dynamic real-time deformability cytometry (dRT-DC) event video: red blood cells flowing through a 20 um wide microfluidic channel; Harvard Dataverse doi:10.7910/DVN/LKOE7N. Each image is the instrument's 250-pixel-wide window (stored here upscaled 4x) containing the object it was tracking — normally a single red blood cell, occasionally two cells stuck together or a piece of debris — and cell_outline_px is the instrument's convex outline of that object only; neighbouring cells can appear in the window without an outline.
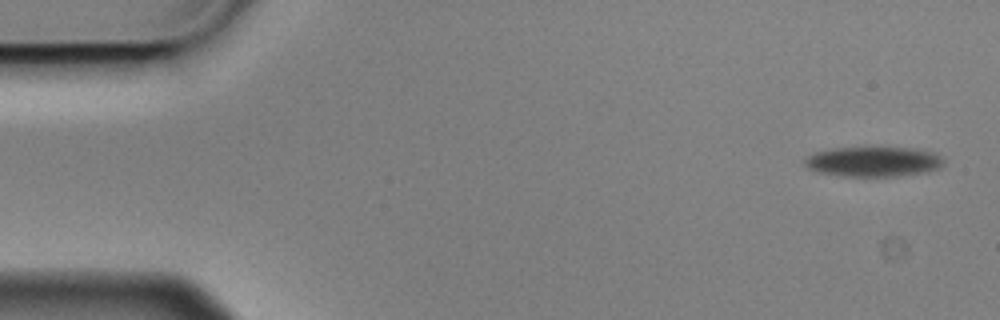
{"species": "Egyptian fruit bat (a non-hibernating species)", "species_latin": "Rousettus aegyptiacus", "temperature_condition": "cold", "stored_images_in_passage": 9, "camera_frame_rate_fps": 3000, "um_per_image_px": 0.085, "animal": {"sex": "male"}, "frame": {"image": 1, "passage_image": 1, "time_ms": 0.0, "image_size_px": [1000, 320], "cell_outline_px": [[944, 164], [940, 168], [924, 172], [896, 176], [840, 176], [816, 172], [808, 168], [804, 164], [804, 160], [808, 156], [816, 152], [832, 148], [916, 148], [936, 152], [944, 160]], "centroid_in_image_um": [74.25, 13.74], "position_along_channel_um": 10.8, "area_um2": 24.33}}
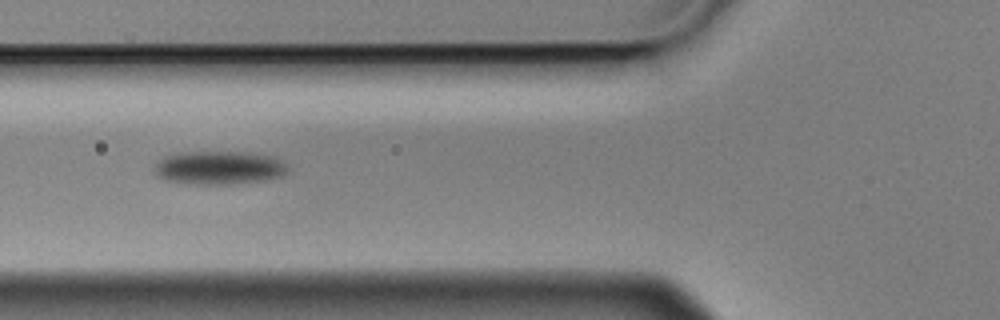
{"frame": {"image": 2, "passage_image": 6, "time_ms": 1.667, "image_size_px": [1000, 320], "cell_outline_px": [[288, 168], [280, 176], [264, 180], [232, 184], [192, 184], [164, 180], [156, 176], [152, 172], [152, 168], [164, 156], [184, 152], [252, 152], [272, 156], [280, 160]], "centroid_in_image_um": [18.55, 14.26], "position_along_channel_um": 107.3, "area_um2": 26.07}}
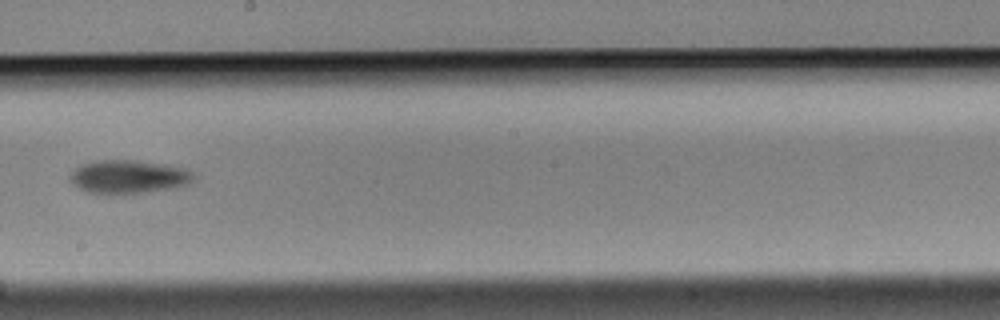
{"frame": {"image": 3, "passage_image": 9, "time_ms": 2.667, "image_size_px": [1000, 320], "cell_outline_px": [[196, 180], [188, 184], [172, 188], [112, 196], [84, 192], [72, 184], [68, 176], [80, 164], [96, 160], [136, 160], [168, 164], [188, 168], [196, 172]], "centroid_in_image_um": [10.94, 15.03], "position_along_channel_um": 237.3, "area_um2": 25.03}}